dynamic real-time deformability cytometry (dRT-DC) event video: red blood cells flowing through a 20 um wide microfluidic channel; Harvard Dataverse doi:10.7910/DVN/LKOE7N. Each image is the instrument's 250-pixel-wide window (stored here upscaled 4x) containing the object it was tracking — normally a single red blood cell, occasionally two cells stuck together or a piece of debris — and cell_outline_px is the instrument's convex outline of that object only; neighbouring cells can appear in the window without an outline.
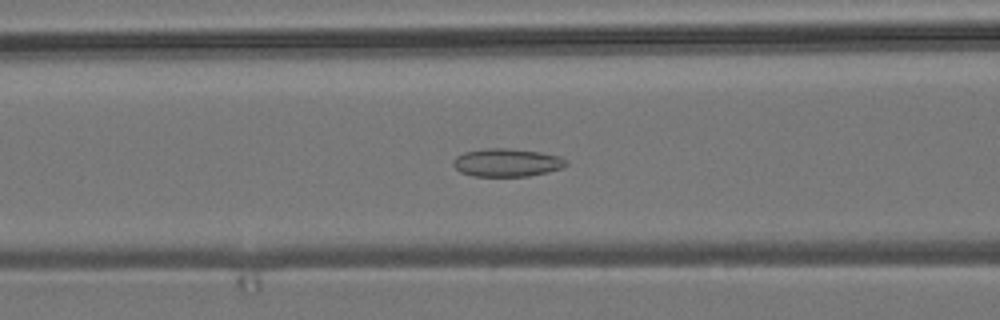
{"species": "common noctule bat (a hibernating species)", "species_latin": "Nyctalus noctula", "temperature_condition": "room temperature", "stored_images_in_passage": 55, "camera_frame_rate_fps": 3000, "um_per_image_px": 0.085, "animal": {"sex": "male", "body_mass_g": 19.2, "forearm_length_mm": 51.8}, "frame": {"image": 1, "passage_image": 22, "time_ms": 7.0, "image_size_px": [1000, 320], "cell_outline_px": [[568, 164], [564, 168], [548, 172], [528, 176], [472, 176], [460, 172], [452, 164], [452, 160], [456, 156], [464, 152], [488, 148], [508, 148], [540, 152], [560, 156], [568, 160]], "centroid_in_image_um": [43.11, 13.82], "position_along_channel_um": 123.5, "area_um2": 18.67}}
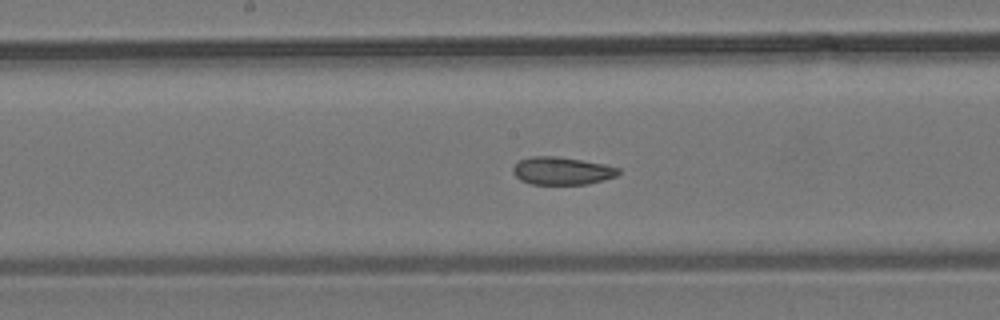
{"frame": {"image": 2, "passage_image": 28, "time_ms": 9.0, "image_size_px": [1000, 320], "cell_outline_px": [[620, 172], [616, 176], [604, 180], [588, 184], [532, 184], [520, 180], [512, 172], [512, 168], [520, 160], [532, 156], [556, 156], [604, 164], [620, 168]], "centroid_in_image_um": [47.77, 14.52], "position_along_channel_um": 200.4, "area_um2": 16.99}}
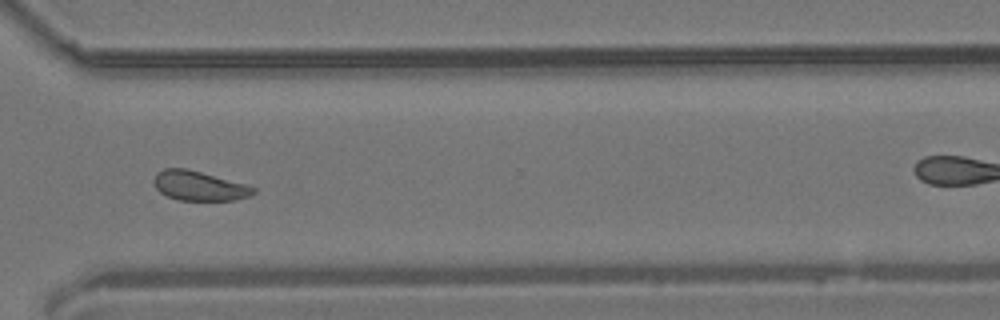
{"frame": {"image": 3, "passage_image": 40, "time_ms": 13.0, "image_size_px": [1000, 320], "cell_outline_px": [[256, 192], [248, 196], [236, 200], [180, 200], [168, 196], [160, 192], [156, 188], [152, 180], [156, 172], [164, 168], [188, 168], [244, 184], [256, 188]], "centroid_in_image_um": [16.88, 15.78], "position_along_channel_um": 353.7, "area_um2": 17.11}, "authors_computed_cell_mechanics": {"area_um2": 18.207, "velocity_mm_per_s": 3.8371, "shape_relaxation_time_tau1_ms": null, "shape_relaxation_time_tau2_ms": 2.2346, "deformation_change_tau1": null, "deformation_change_tau2": 0.0669}}